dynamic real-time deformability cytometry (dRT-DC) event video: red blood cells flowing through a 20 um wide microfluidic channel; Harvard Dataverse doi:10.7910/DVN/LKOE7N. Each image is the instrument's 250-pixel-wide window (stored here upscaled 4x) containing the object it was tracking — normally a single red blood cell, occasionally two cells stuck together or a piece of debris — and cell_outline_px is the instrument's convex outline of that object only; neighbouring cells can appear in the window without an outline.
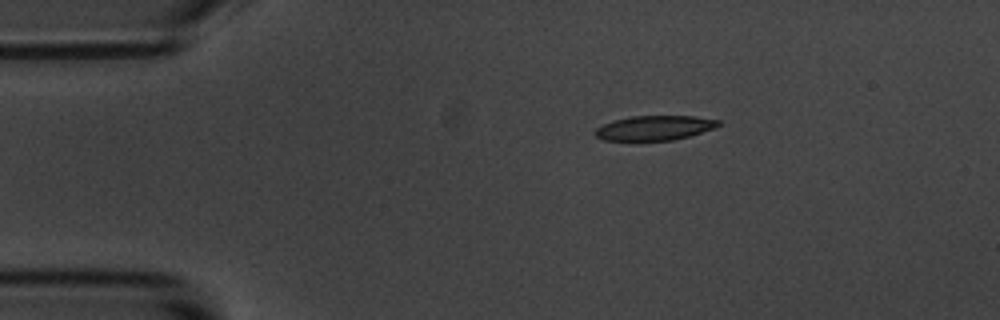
{"species": "common noctule bat (a hibernating species)", "species_latin": "Nyctalus noctula", "temperature_condition": "room temperature", "stored_images_in_passage": 5, "camera_frame_rate_fps": 3000, "um_per_image_px": 0.085, "animal": {"sex": "male", "body_mass_g": 20.1, "forearm_length_mm": 53.5}, "frame": {"image": 1, "passage_image": 1, "time_ms": 0.0, "image_size_px": [1000, 320], "cell_outline_px": [[720, 124], [716, 128], [688, 136], [672, 140], [636, 144], [604, 140], [596, 136], [592, 132], [596, 128], [612, 120], [632, 116], [696, 116], [720, 120]], "centroid_in_image_um": [55.56, 10.92], "position_along_channel_um": 29.4, "area_um2": 18.67}}
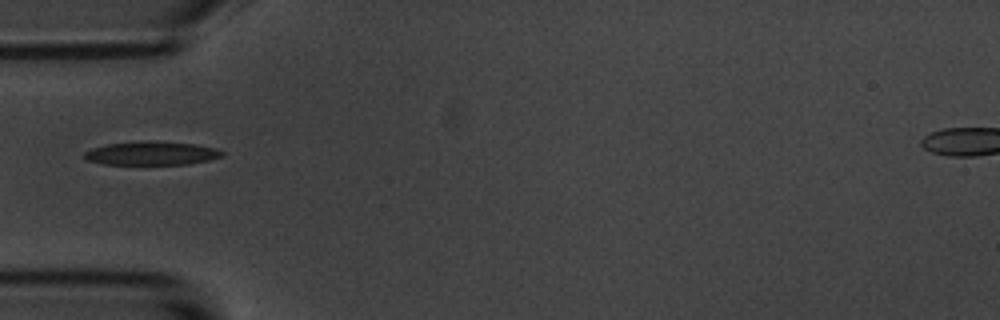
{"frame": {"image": 2, "passage_image": 3, "time_ms": 2.667, "image_size_px": [1000, 320], "cell_outline_px": [[224, 156], [208, 160], [188, 164], [104, 164], [88, 160], [84, 156], [84, 152], [92, 148], [108, 144], [148, 140], [156, 140], [192, 144], [216, 148], [224, 152]], "centroid_in_image_um": [12.9, 13.02], "position_along_channel_um": 72.1, "area_um2": 18.9}}
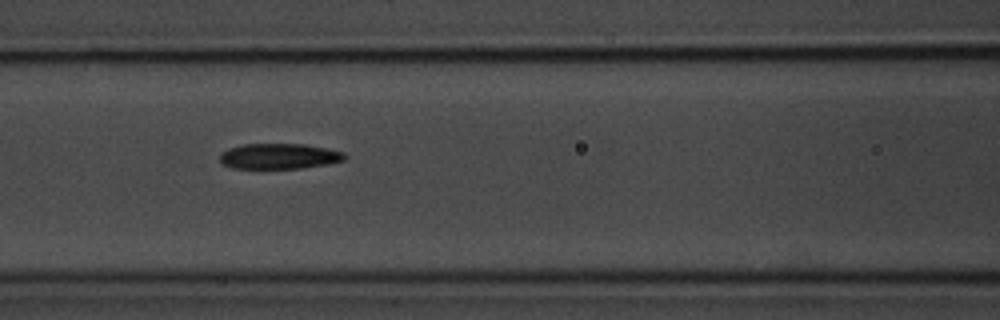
{"frame": {"image": 3, "passage_image": 5, "time_ms": 4.667, "image_size_px": [1000, 320], "cell_outline_px": [[344, 160], [328, 164], [300, 168], [232, 168], [220, 164], [220, 156], [228, 148], [244, 144], [304, 144], [344, 152]], "centroid_in_image_um": [23.69, 13.28], "position_along_channel_um": 142.9, "area_um2": 18.38}}